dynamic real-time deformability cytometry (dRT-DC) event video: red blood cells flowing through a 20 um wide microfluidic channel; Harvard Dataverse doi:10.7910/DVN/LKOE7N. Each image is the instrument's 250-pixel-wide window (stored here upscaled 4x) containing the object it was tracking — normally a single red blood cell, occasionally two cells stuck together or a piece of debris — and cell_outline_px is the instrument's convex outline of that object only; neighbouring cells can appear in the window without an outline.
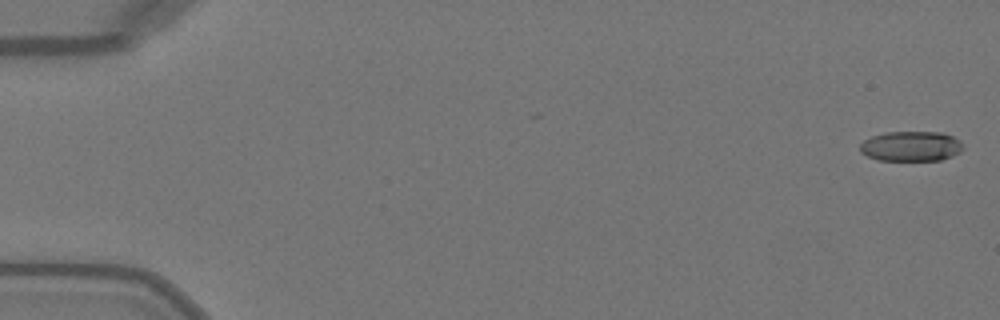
{"species": "Egyptian fruit bat (a non-hibernating species)", "species_latin": "Rousettus aegyptiacus", "temperature_condition": "warm", "stored_images_in_passage": 6, "camera_frame_rate_fps": 3000, "um_per_image_px": 0.085, "animal": {"sex": "female"}, "frame": {"image": 1, "passage_image": 1, "time_ms": 0.0, "image_size_px": [1000, 320], "cell_outline_px": [[964, 148], [960, 152], [952, 156], [940, 160], [876, 160], [860, 152], [860, 144], [864, 140], [872, 136], [884, 132], [944, 132], [960, 140], [964, 144]], "centroid_in_image_um": [77.46, 12.42], "position_along_channel_um": 7.5, "area_um2": 18.21}}